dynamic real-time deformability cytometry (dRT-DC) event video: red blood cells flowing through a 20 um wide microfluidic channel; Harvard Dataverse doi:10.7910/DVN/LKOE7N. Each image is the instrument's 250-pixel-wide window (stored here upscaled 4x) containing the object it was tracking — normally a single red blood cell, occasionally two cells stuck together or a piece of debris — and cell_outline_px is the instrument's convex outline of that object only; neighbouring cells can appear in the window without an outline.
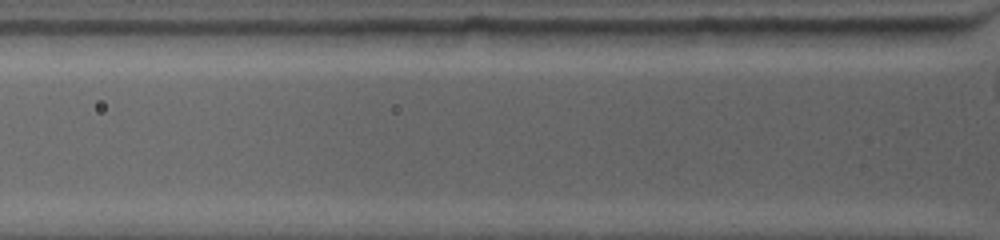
{"species": "common noctule bat (a hibernating species)", "species_latin": "Nyctalus noctula", "temperature_condition": "warm", "stored_images_in_passage": 2, "segment_of_instrument_passage": [2, 2], "camera_frame_rate_fps": 4500, "um_per_image_px": 0.085, "animal": {"sex": "female", "body_mass_g": 19.0, "forearm_length_mm": 53.3}, "frame": {"image": 1, "passage_image": 2, "time_ms": 0.222, "image_size_px": [1000, 240], "cell_outline_px": [[948, 28], [944, 36], [936, 44], [908, 48], [820, 48], [808, 44], [808, 28]], "centroid_in_image_um": [74.32, 3.19], "position_along_channel_um": 51.5, "area_um2": 18.73}}